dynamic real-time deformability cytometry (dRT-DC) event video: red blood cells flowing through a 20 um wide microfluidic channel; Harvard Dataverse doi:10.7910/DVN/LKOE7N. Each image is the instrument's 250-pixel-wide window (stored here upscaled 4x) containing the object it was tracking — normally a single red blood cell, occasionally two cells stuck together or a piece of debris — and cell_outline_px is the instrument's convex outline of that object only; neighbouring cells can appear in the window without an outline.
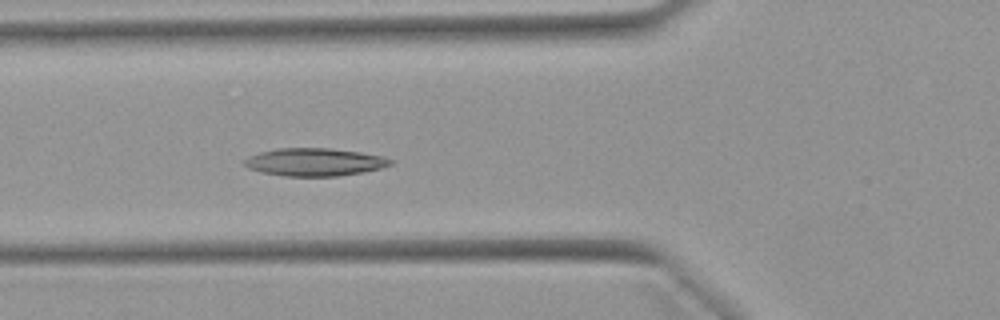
{"species": "Egyptian fruit bat (a non-hibernating species)", "species_latin": "Rousettus aegyptiacus", "temperature_condition": "warm", "stored_images_in_passage": 13, "camera_frame_rate_fps": 3000, "um_per_image_px": 0.085, "animal": {"sex": "female"}, "frame": {"image": 1, "passage_image": 7, "time_ms": 2.0, "image_size_px": [1000, 320], "cell_outline_px": [[392, 164], [380, 168], [364, 172], [336, 176], [284, 176], [260, 172], [248, 168], [244, 164], [244, 160], [248, 156], [260, 152], [280, 148], [328, 148], [360, 152], [380, 156], [392, 160]], "centroid_in_image_um": [26.7, 13.78], "position_along_channel_um": 99.1, "area_um2": 23.52}}